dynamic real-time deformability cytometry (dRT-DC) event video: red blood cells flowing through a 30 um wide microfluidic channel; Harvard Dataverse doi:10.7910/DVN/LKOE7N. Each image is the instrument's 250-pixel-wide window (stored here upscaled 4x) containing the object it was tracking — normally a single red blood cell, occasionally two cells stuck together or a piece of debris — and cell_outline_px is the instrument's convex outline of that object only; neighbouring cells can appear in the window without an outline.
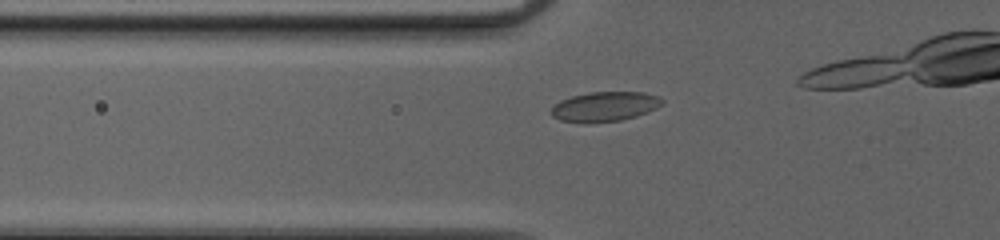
{"species": "common noctule bat (a hibernating species)", "species_latin": "Nyctalus noctula", "temperature_condition": "cold", "stored_images_in_passage": 10, "camera_frame_rate_fps": 3000, "um_per_image_px": 0.085, "animal": {"sex": "female", "body_mass_g": 20.0, "forearm_length_mm": 54.0}, "frame": {"image": 1, "passage_image": 5, "time_ms": 1.333, "image_size_px": [1000, 240], "cell_outline_px": [[664, 104], [648, 112], [636, 116], [620, 120], [584, 124], [560, 120], [552, 116], [552, 108], [560, 100], [572, 96], [588, 92], [644, 92], [660, 96], [664, 100]], "centroid_in_image_um": [51.43, 9.06], "position_along_channel_um": 74.4, "area_um2": 19.42}}
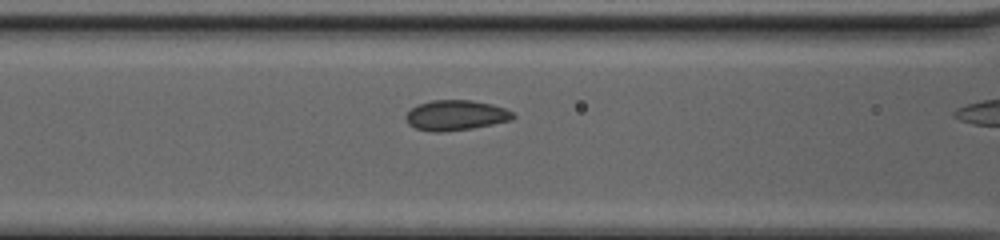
{"frame": {"image": 2, "passage_image": 9, "time_ms": 2.667, "image_size_px": [1000, 240], "cell_outline_px": [[516, 116], [512, 120], [472, 128], [440, 132], [432, 132], [416, 128], [408, 124], [404, 120], [404, 116], [412, 108], [420, 104], [432, 100], [472, 100], [492, 104], [504, 108], [512, 112]], "centroid_in_image_um": [38.73, 9.8], "position_along_channel_um": 127.9, "area_um2": 18.84}}